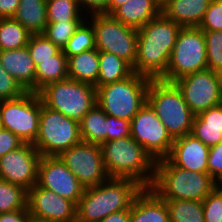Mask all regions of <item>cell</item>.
Here are the masks:
<instances>
[{"label":"cell","instance_id":"obj_41","mask_svg":"<svg viewBox=\"0 0 222 222\" xmlns=\"http://www.w3.org/2000/svg\"><path fill=\"white\" fill-rule=\"evenodd\" d=\"M208 174L215 181L222 176V141L210 147L208 155Z\"/></svg>","mask_w":222,"mask_h":222},{"label":"cell","instance_id":"obj_48","mask_svg":"<svg viewBox=\"0 0 222 222\" xmlns=\"http://www.w3.org/2000/svg\"><path fill=\"white\" fill-rule=\"evenodd\" d=\"M215 188L222 193V176L215 181Z\"/></svg>","mask_w":222,"mask_h":222},{"label":"cell","instance_id":"obj_36","mask_svg":"<svg viewBox=\"0 0 222 222\" xmlns=\"http://www.w3.org/2000/svg\"><path fill=\"white\" fill-rule=\"evenodd\" d=\"M83 21L47 23L43 34L61 50Z\"/></svg>","mask_w":222,"mask_h":222},{"label":"cell","instance_id":"obj_9","mask_svg":"<svg viewBox=\"0 0 222 222\" xmlns=\"http://www.w3.org/2000/svg\"><path fill=\"white\" fill-rule=\"evenodd\" d=\"M208 69L204 32L199 27H182L172 49L163 81H174Z\"/></svg>","mask_w":222,"mask_h":222},{"label":"cell","instance_id":"obj_43","mask_svg":"<svg viewBox=\"0 0 222 222\" xmlns=\"http://www.w3.org/2000/svg\"><path fill=\"white\" fill-rule=\"evenodd\" d=\"M81 10L88 16L91 14L108 15L109 0H78ZM86 11V12H85Z\"/></svg>","mask_w":222,"mask_h":222},{"label":"cell","instance_id":"obj_4","mask_svg":"<svg viewBox=\"0 0 222 222\" xmlns=\"http://www.w3.org/2000/svg\"><path fill=\"white\" fill-rule=\"evenodd\" d=\"M150 188L163 200L203 201L215 188V180L208 173L181 169L164 158L156 161Z\"/></svg>","mask_w":222,"mask_h":222},{"label":"cell","instance_id":"obj_37","mask_svg":"<svg viewBox=\"0 0 222 222\" xmlns=\"http://www.w3.org/2000/svg\"><path fill=\"white\" fill-rule=\"evenodd\" d=\"M202 202L205 222H221L222 193L217 188H214Z\"/></svg>","mask_w":222,"mask_h":222},{"label":"cell","instance_id":"obj_2","mask_svg":"<svg viewBox=\"0 0 222 222\" xmlns=\"http://www.w3.org/2000/svg\"><path fill=\"white\" fill-rule=\"evenodd\" d=\"M143 187L128 178H108L85 188L76 207V222H99L111 213L129 209Z\"/></svg>","mask_w":222,"mask_h":222},{"label":"cell","instance_id":"obj_40","mask_svg":"<svg viewBox=\"0 0 222 222\" xmlns=\"http://www.w3.org/2000/svg\"><path fill=\"white\" fill-rule=\"evenodd\" d=\"M131 136V121L107 115V141Z\"/></svg>","mask_w":222,"mask_h":222},{"label":"cell","instance_id":"obj_32","mask_svg":"<svg viewBox=\"0 0 222 222\" xmlns=\"http://www.w3.org/2000/svg\"><path fill=\"white\" fill-rule=\"evenodd\" d=\"M95 33L92 23L86 18L68 40L63 52L67 58L95 49Z\"/></svg>","mask_w":222,"mask_h":222},{"label":"cell","instance_id":"obj_1","mask_svg":"<svg viewBox=\"0 0 222 222\" xmlns=\"http://www.w3.org/2000/svg\"><path fill=\"white\" fill-rule=\"evenodd\" d=\"M182 26L162 12L137 29V53L133 70L150 79H160L167 71L172 49Z\"/></svg>","mask_w":222,"mask_h":222},{"label":"cell","instance_id":"obj_11","mask_svg":"<svg viewBox=\"0 0 222 222\" xmlns=\"http://www.w3.org/2000/svg\"><path fill=\"white\" fill-rule=\"evenodd\" d=\"M3 129L18 136L24 143H34L39 130L41 99L38 93L0 101Z\"/></svg>","mask_w":222,"mask_h":222},{"label":"cell","instance_id":"obj_18","mask_svg":"<svg viewBox=\"0 0 222 222\" xmlns=\"http://www.w3.org/2000/svg\"><path fill=\"white\" fill-rule=\"evenodd\" d=\"M209 151L210 147L189 133L174 140L166 159L181 169L208 173Z\"/></svg>","mask_w":222,"mask_h":222},{"label":"cell","instance_id":"obj_19","mask_svg":"<svg viewBox=\"0 0 222 222\" xmlns=\"http://www.w3.org/2000/svg\"><path fill=\"white\" fill-rule=\"evenodd\" d=\"M0 64L26 92L35 93L36 67L27 46L0 51Z\"/></svg>","mask_w":222,"mask_h":222},{"label":"cell","instance_id":"obj_42","mask_svg":"<svg viewBox=\"0 0 222 222\" xmlns=\"http://www.w3.org/2000/svg\"><path fill=\"white\" fill-rule=\"evenodd\" d=\"M23 144L24 142L9 130H0V157L4 156L11 150L19 148Z\"/></svg>","mask_w":222,"mask_h":222},{"label":"cell","instance_id":"obj_47","mask_svg":"<svg viewBox=\"0 0 222 222\" xmlns=\"http://www.w3.org/2000/svg\"><path fill=\"white\" fill-rule=\"evenodd\" d=\"M128 0H109L108 15H111L117 8L122 6Z\"/></svg>","mask_w":222,"mask_h":222},{"label":"cell","instance_id":"obj_34","mask_svg":"<svg viewBox=\"0 0 222 222\" xmlns=\"http://www.w3.org/2000/svg\"><path fill=\"white\" fill-rule=\"evenodd\" d=\"M27 48L35 67L38 65V61L52 59V56H55L61 51V49L51 42L43 33L31 34Z\"/></svg>","mask_w":222,"mask_h":222},{"label":"cell","instance_id":"obj_46","mask_svg":"<svg viewBox=\"0 0 222 222\" xmlns=\"http://www.w3.org/2000/svg\"><path fill=\"white\" fill-rule=\"evenodd\" d=\"M99 222H131L130 208L119 212L111 213Z\"/></svg>","mask_w":222,"mask_h":222},{"label":"cell","instance_id":"obj_13","mask_svg":"<svg viewBox=\"0 0 222 222\" xmlns=\"http://www.w3.org/2000/svg\"><path fill=\"white\" fill-rule=\"evenodd\" d=\"M59 158L84 188L94 187L110 178L104 165L100 145L81 141L63 151Z\"/></svg>","mask_w":222,"mask_h":222},{"label":"cell","instance_id":"obj_17","mask_svg":"<svg viewBox=\"0 0 222 222\" xmlns=\"http://www.w3.org/2000/svg\"><path fill=\"white\" fill-rule=\"evenodd\" d=\"M76 207L73 201L37 184L28 190L27 208L31 218L47 222H76Z\"/></svg>","mask_w":222,"mask_h":222},{"label":"cell","instance_id":"obj_39","mask_svg":"<svg viewBox=\"0 0 222 222\" xmlns=\"http://www.w3.org/2000/svg\"><path fill=\"white\" fill-rule=\"evenodd\" d=\"M199 28L213 31L222 30V0L210 1Z\"/></svg>","mask_w":222,"mask_h":222},{"label":"cell","instance_id":"obj_33","mask_svg":"<svg viewBox=\"0 0 222 222\" xmlns=\"http://www.w3.org/2000/svg\"><path fill=\"white\" fill-rule=\"evenodd\" d=\"M28 191L0 179V214L27 208Z\"/></svg>","mask_w":222,"mask_h":222},{"label":"cell","instance_id":"obj_45","mask_svg":"<svg viewBox=\"0 0 222 222\" xmlns=\"http://www.w3.org/2000/svg\"><path fill=\"white\" fill-rule=\"evenodd\" d=\"M20 0H0V18H13Z\"/></svg>","mask_w":222,"mask_h":222},{"label":"cell","instance_id":"obj_50","mask_svg":"<svg viewBox=\"0 0 222 222\" xmlns=\"http://www.w3.org/2000/svg\"><path fill=\"white\" fill-rule=\"evenodd\" d=\"M27 222H47V221H42V220H38V219H34L30 217Z\"/></svg>","mask_w":222,"mask_h":222},{"label":"cell","instance_id":"obj_5","mask_svg":"<svg viewBox=\"0 0 222 222\" xmlns=\"http://www.w3.org/2000/svg\"><path fill=\"white\" fill-rule=\"evenodd\" d=\"M147 103L173 140L191 133L195 115L174 83L151 79L148 85Z\"/></svg>","mask_w":222,"mask_h":222},{"label":"cell","instance_id":"obj_7","mask_svg":"<svg viewBox=\"0 0 222 222\" xmlns=\"http://www.w3.org/2000/svg\"><path fill=\"white\" fill-rule=\"evenodd\" d=\"M38 95L46 107L77 122L97 104L94 85L70 78L46 85Z\"/></svg>","mask_w":222,"mask_h":222},{"label":"cell","instance_id":"obj_14","mask_svg":"<svg viewBox=\"0 0 222 222\" xmlns=\"http://www.w3.org/2000/svg\"><path fill=\"white\" fill-rule=\"evenodd\" d=\"M131 136L155 161L166 158L174 142L148 103L132 118Z\"/></svg>","mask_w":222,"mask_h":222},{"label":"cell","instance_id":"obj_24","mask_svg":"<svg viewBox=\"0 0 222 222\" xmlns=\"http://www.w3.org/2000/svg\"><path fill=\"white\" fill-rule=\"evenodd\" d=\"M70 79L94 85L99 77V50L97 48L67 58Z\"/></svg>","mask_w":222,"mask_h":222},{"label":"cell","instance_id":"obj_44","mask_svg":"<svg viewBox=\"0 0 222 222\" xmlns=\"http://www.w3.org/2000/svg\"><path fill=\"white\" fill-rule=\"evenodd\" d=\"M30 218L28 209L0 214V222H27Z\"/></svg>","mask_w":222,"mask_h":222},{"label":"cell","instance_id":"obj_26","mask_svg":"<svg viewBox=\"0 0 222 222\" xmlns=\"http://www.w3.org/2000/svg\"><path fill=\"white\" fill-rule=\"evenodd\" d=\"M133 73L132 65L125 59L107 51H99L97 88L123 80Z\"/></svg>","mask_w":222,"mask_h":222},{"label":"cell","instance_id":"obj_31","mask_svg":"<svg viewBox=\"0 0 222 222\" xmlns=\"http://www.w3.org/2000/svg\"><path fill=\"white\" fill-rule=\"evenodd\" d=\"M170 222H205L203 202L195 200H165Z\"/></svg>","mask_w":222,"mask_h":222},{"label":"cell","instance_id":"obj_28","mask_svg":"<svg viewBox=\"0 0 222 222\" xmlns=\"http://www.w3.org/2000/svg\"><path fill=\"white\" fill-rule=\"evenodd\" d=\"M82 141L97 145L107 142V114L96 104L79 122Z\"/></svg>","mask_w":222,"mask_h":222},{"label":"cell","instance_id":"obj_3","mask_svg":"<svg viewBox=\"0 0 222 222\" xmlns=\"http://www.w3.org/2000/svg\"><path fill=\"white\" fill-rule=\"evenodd\" d=\"M104 165L110 178H128L143 188L152 186L156 161L132 136L101 145Z\"/></svg>","mask_w":222,"mask_h":222},{"label":"cell","instance_id":"obj_38","mask_svg":"<svg viewBox=\"0 0 222 222\" xmlns=\"http://www.w3.org/2000/svg\"><path fill=\"white\" fill-rule=\"evenodd\" d=\"M26 91L0 64V101L15 99Z\"/></svg>","mask_w":222,"mask_h":222},{"label":"cell","instance_id":"obj_10","mask_svg":"<svg viewBox=\"0 0 222 222\" xmlns=\"http://www.w3.org/2000/svg\"><path fill=\"white\" fill-rule=\"evenodd\" d=\"M87 19L94 29L96 48L113 53L133 66L137 53V29L121 23L111 15L91 14Z\"/></svg>","mask_w":222,"mask_h":222},{"label":"cell","instance_id":"obj_22","mask_svg":"<svg viewBox=\"0 0 222 222\" xmlns=\"http://www.w3.org/2000/svg\"><path fill=\"white\" fill-rule=\"evenodd\" d=\"M161 13L155 0H128L111 16L121 23L139 29Z\"/></svg>","mask_w":222,"mask_h":222},{"label":"cell","instance_id":"obj_29","mask_svg":"<svg viewBox=\"0 0 222 222\" xmlns=\"http://www.w3.org/2000/svg\"><path fill=\"white\" fill-rule=\"evenodd\" d=\"M31 34L14 18H0V51L26 47Z\"/></svg>","mask_w":222,"mask_h":222},{"label":"cell","instance_id":"obj_49","mask_svg":"<svg viewBox=\"0 0 222 222\" xmlns=\"http://www.w3.org/2000/svg\"><path fill=\"white\" fill-rule=\"evenodd\" d=\"M170 0H155V2L162 8L165 4H167Z\"/></svg>","mask_w":222,"mask_h":222},{"label":"cell","instance_id":"obj_20","mask_svg":"<svg viewBox=\"0 0 222 222\" xmlns=\"http://www.w3.org/2000/svg\"><path fill=\"white\" fill-rule=\"evenodd\" d=\"M131 222H170L166 201L153 189L143 188L130 206Z\"/></svg>","mask_w":222,"mask_h":222},{"label":"cell","instance_id":"obj_51","mask_svg":"<svg viewBox=\"0 0 222 222\" xmlns=\"http://www.w3.org/2000/svg\"><path fill=\"white\" fill-rule=\"evenodd\" d=\"M3 129V123H2V117H1V112H0V130Z\"/></svg>","mask_w":222,"mask_h":222},{"label":"cell","instance_id":"obj_8","mask_svg":"<svg viewBox=\"0 0 222 222\" xmlns=\"http://www.w3.org/2000/svg\"><path fill=\"white\" fill-rule=\"evenodd\" d=\"M81 141L79 122L46 107L41 100L38 136L33 143L41 156H59Z\"/></svg>","mask_w":222,"mask_h":222},{"label":"cell","instance_id":"obj_21","mask_svg":"<svg viewBox=\"0 0 222 222\" xmlns=\"http://www.w3.org/2000/svg\"><path fill=\"white\" fill-rule=\"evenodd\" d=\"M210 0H170L161 12L182 27H199Z\"/></svg>","mask_w":222,"mask_h":222},{"label":"cell","instance_id":"obj_6","mask_svg":"<svg viewBox=\"0 0 222 222\" xmlns=\"http://www.w3.org/2000/svg\"><path fill=\"white\" fill-rule=\"evenodd\" d=\"M150 78L133 73L129 77L96 89L97 105L105 114L131 121L147 103Z\"/></svg>","mask_w":222,"mask_h":222},{"label":"cell","instance_id":"obj_15","mask_svg":"<svg viewBox=\"0 0 222 222\" xmlns=\"http://www.w3.org/2000/svg\"><path fill=\"white\" fill-rule=\"evenodd\" d=\"M40 158L32 143H24L0 157V179L28 191L37 183Z\"/></svg>","mask_w":222,"mask_h":222},{"label":"cell","instance_id":"obj_30","mask_svg":"<svg viewBox=\"0 0 222 222\" xmlns=\"http://www.w3.org/2000/svg\"><path fill=\"white\" fill-rule=\"evenodd\" d=\"M47 23L84 21L87 15L78 0H46Z\"/></svg>","mask_w":222,"mask_h":222},{"label":"cell","instance_id":"obj_25","mask_svg":"<svg viewBox=\"0 0 222 222\" xmlns=\"http://www.w3.org/2000/svg\"><path fill=\"white\" fill-rule=\"evenodd\" d=\"M30 33H43L47 25L46 0H20L13 17Z\"/></svg>","mask_w":222,"mask_h":222},{"label":"cell","instance_id":"obj_23","mask_svg":"<svg viewBox=\"0 0 222 222\" xmlns=\"http://www.w3.org/2000/svg\"><path fill=\"white\" fill-rule=\"evenodd\" d=\"M191 134L208 147L219 144L222 141V103L196 115Z\"/></svg>","mask_w":222,"mask_h":222},{"label":"cell","instance_id":"obj_35","mask_svg":"<svg viewBox=\"0 0 222 222\" xmlns=\"http://www.w3.org/2000/svg\"><path fill=\"white\" fill-rule=\"evenodd\" d=\"M207 67L214 72L222 74V30H203Z\"/></svg>","mask_w":222,"mask_h":222},{"label":"cell","instance_id":"obj_12","mask_svg":"<svg viewBox=\"0 0 222 222\" xmlns=\"http://www.w3.org/2000/svg\"><path fill=\"white\" fill-rule=\"evenodd\" d=\"M196 116L222 103V74L205 69L173 82Z\"/></svg>","mask_w":222,"mask_h":222},{"label":"cell","instance_id":"obj_16","mask_svg":"<svg viewBox=\"0 0 222 222\" xmlns=\"http://www.w3.org/2000/svg\"><path fill=\"white\" fill-rule=\"evenodd\" d=\"M36 184L73 201L76 205L85 189L59 156H41Z\"/></svg>","mask_w":222,"mask_h":222},{"label":"cell","instance_id":"obj_27","mask_svg":"<svg viewBox=\"0 0 222 222\" xmlns=\"http://www.w3.org/2000/svg\"><path fill=\"white\" fill-rule=\"evenodd\" d=\"M69 78L67 57L61 50L52 59L38 61L35 74V93H38L46 85Z\"/></svg>","mask_w":222,"mask_h":222}]
</instances>
